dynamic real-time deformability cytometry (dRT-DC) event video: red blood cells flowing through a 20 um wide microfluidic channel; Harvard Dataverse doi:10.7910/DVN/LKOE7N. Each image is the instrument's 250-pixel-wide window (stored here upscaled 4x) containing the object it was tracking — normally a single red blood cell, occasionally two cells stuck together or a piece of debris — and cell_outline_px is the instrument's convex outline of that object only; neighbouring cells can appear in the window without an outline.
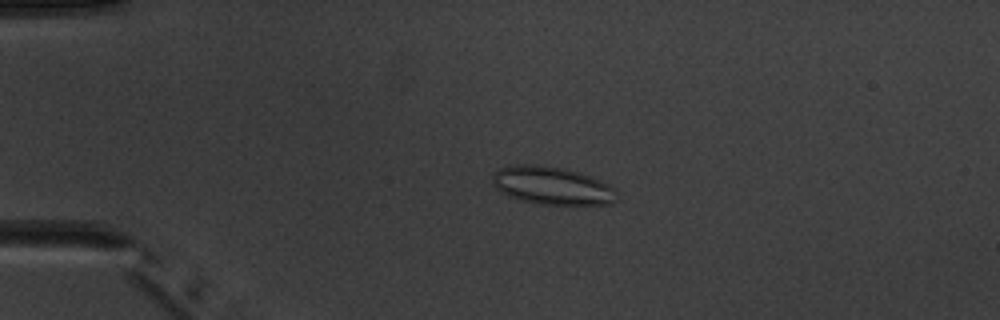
{"species": "common noctule bat (a hibernating species)", "species_latin": "Nyctalus noctula", "temperature_condition": "warm", "stored_images_in_passage": 4, "camera_frame_rate_fps": 3000, "um_per_image_px": 0.085, "animal": {"sex": "male", "body_mass_g": 20.1, "forearm_length_mm": 53.5}, "frame": {"image": 1, "passage_image": 3, "time_ms": 4.0, "image_size_px": [1000, 320], "cell_outline_px": [[616, 188], [612, 204], [540, 204], [508, 196], [500, 192], [492, 184], [492, 176], [500, 168], [516, 164], [528, 164], [564, 168], [580, 172], [592, 176]], "centroid_in_image_um": [46.9, 15.77], "position_along_channel_um": 38.1, "area_um2": 27.28}}